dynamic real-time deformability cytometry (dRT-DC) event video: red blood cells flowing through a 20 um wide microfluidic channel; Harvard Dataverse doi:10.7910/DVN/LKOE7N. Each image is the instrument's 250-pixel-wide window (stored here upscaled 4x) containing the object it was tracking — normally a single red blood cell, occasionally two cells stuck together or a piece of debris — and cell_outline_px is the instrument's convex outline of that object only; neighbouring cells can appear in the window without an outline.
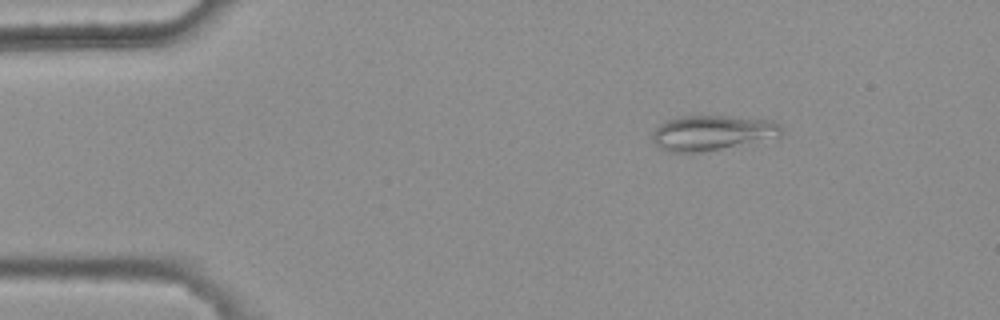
{"species": "common noctule bat (a hibernating species)", "species_latin": "Nyctalus noctula", "temperature_condition": "warm", "stored_images_in_passage": 2, "camera_frame_rate_fps": 3000, "um_per_image_px": 0.085, "animal": {"sex": "female", "body_mass_g": 25.1}, "frame": {"image": 1, "passage_image": 1, "time_ms": 0.0, "image_size_px": [1000, 320], "cell_outline_px": [[784, 132], [780, 136], [720, 148], [692, 152], [672, 152], [660, 148], [652, 140], [652, 132], [660, 124], [668, 120], [680, 116], [728, 116], [772, 120], [780, 124]], "centroid_in_image_um": [60.52, 11.26], "position_along_channel_um": 24.5, "area_um2": 25.89}}